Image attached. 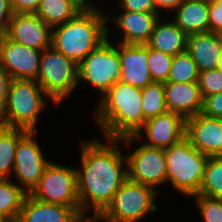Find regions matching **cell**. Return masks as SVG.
Returning <instances> with one entry per match:
<instances>
[{
    "instance_id": "2e32d148",
    "label": "cell",
    "mask_w": 222,
    "mask_h": 222,
    "mask_svg": "<svg viewBox=\"0 0 222 222\" xmlns=\"http://www.w3.org/2000/svg\"><path fill=\"white\" fill-rule=\"evenodd\" d=\"M122 11V12H121ZM118 14L107 13V25L111 22L122 32L118 40L123 44H146L160 15L156 12H132L120 10ZM113 16V17H111Z\"/></svg>"
},
{
    "instance_id": "d6986e66",
    "label": "cell",
    "mask_w": 222,
    "mask_h": 222,
    "mask_svg": "<svg viewBox=\"0 0 222 222\" xmlns=\"http://www.w3.org/2000/svg\"><path fill=\"white\" fill-rule=\"evenodd\" d=\"M167 110L185 119L202 113L203 98L197 82H164Z\"/></svg>"
},
{
    "instance_id": "9c48e42d",
    "label": "cell",
    "mask_w": 222,
    "mask_h": 222,
    "mask_svg": "<svg viewBox=\"0 0 222 222\" xmlns=\"http://www.w3.org/2000/svg\"><path fill=\"white\" fill-rule=\"evenodd\" d=\"M29 195L46 203L80 207L77 169L50 162Z\"/></svg>"
},
{
    "instance_id": "9a60e30c",
    "label": "cell",
    "mask_w": 222,
    "mask_h": 222,
    "mask_svg": "<svg viewBox=\"0 0 222 222\" xmlns=\"http://www.w3.org/2000/svg\"><path fill=\"white\" fill-rule=\"evenodd\" d=\"M185 137L202 154L221 158L222 118L202 113L187 118Z\"/></svg>"
},
{
    "instance_id": "5bb4252c",
    "label": "cell",
    "mask_w": 222,
    "mask_h": 222,
    "mask_svg": "<svg viewBox=\"0 0 222 222\" xmlns=\"http://www.w3.org/2000/svg\"><path fill=\"white\" fill-rule=\"evenodd\" d=\"M5 36L16 43L43 51L51 47L52 28L36 13H14Z\"/></svg>"
},
{
    "instance_id": "4dcf8cb0",
    "label": "cell",
    "mask_w": 222,
    "mask_h": 222,
    "mask_svg": "<svg viewBox=\"0 0 222 222\" xmlns=\"http://www.w3.org/2000/svg\"><path fill=\"white\" fill-rule=\"evenodd\" d=\"M198 86L202 98L222 93V71L218 69L199 72Z\"/></svg>"
},
{
    "instance_id": "484cf974",
    "label": "cell",
    "mask_w": 222,
    "mask_h": 222,
    "mask_svg": "<svg viewBox=\"0 0 222 222\" xmlns=\"http://www.w3.org/2000/svg\"><path fill=\"white\" fill-rule=\"evenodd\" d=\"M141 93L143 116L146 120L168 111L163 82H153L141 89Z\"/></svg>"
},
{
    "instance_id": "f546056e",
    "label": "cell",
    "mask_w": 222,
    "mask_h": 222,
    "mask_svg": "<svg viewBox=\"0 0 222 222\" xmlns=\"http://www.w3.org/2000/svg\"><path fill=\"white\" fill-rule=\"evenodd\" d=\"M203 222H222V199L209 197L203 194L193 195Z\"/></svg>"
},
{
    "instance_id": "b9f144b4",
    "label": "cell",
    "mask_w": 222,
    "mask_h": 222,
    "mask_svg": "<svg viewBox=\"0 0 222 222\" xmlns=\"http://www.w3.org/2000/svg\"><path fill=\"white\" fill-rule=\"evenodd\" d=\"M83 222H99V221L97 219L88 218V219H85Z\"/></svg>"
},
{
    "instance_id": "ac0fdd59",
    "label": "cell",
    "mask_w": 222,
    "mask_h": 222,
    "mask_svg": "<svg viewBox=\"0 0 222 222\" xmlns=\"http://www.w3.org/2000/svg\"><path fill=\"white\" fill-rule=\"evenodd\" d=\"M80 207L46 203L26 195L16 222H83Z\"/></svg>"
},
{
    "instance_id": "30bf717a",
    "label": "cell",
    "mask_w": 222,
    "mask_h": 222,
    "mask_svg": "<svg viewBox=\"0 0 222 222\" xmlns=\"http://www.w3.org/2000/svg\"><path fill=\"white\" fill-rule=\"evenodd\" d=\"M185 132L186 119L180 114L167 111L149 118L134 136L123 137L121 140L125 144L124 146L128 148L130 145L141 141L148 147L167 149L182 140L185 137Z\"/></svg>"
},
{
    "instance_id": "44dd1931",
    "label": "cell",
    "mask_w": 222,
    "mask_h": 222,
    "mask_svg": "<svg viewBox=\"0 0 222 222\" xmlns=\"http://www.w3.org/2000/svg\"><path fill=\"white\" fill-rule=\"evenodd\" d=\"M172 14V20L186 35L209 32V0H185Z\"/></svg>"
},
{
    "instance_id": "e0dca14e",
    "label": "cell",
    "mask_w": 222,
    "mask_h": 222,
    "mask_svg": "<svg viewBox=\"0 0 222 222\" xmlns=\"http://www.w3.org/2000/svg\"><path fill=\"white\" fill-rule=\"evenodd\" d=\"M121 58L120 81L143 89L153 83L148 68V46L146 44H117Z\"/></svg>"
},
{
    "instance_id": "8fae6325",
    "label": "cell",
    "mask_w": 222,
    "mask_h": 222,
    "mask_svg": "<svg viewBox=\"0 0 222 222\" xmlns=\"http://www.w3.org/2000/svg\"><path fill=\"white\" fill-rule=\"evenodd\" d=\"M126 155L127 178L136 183L157 187L167 184V162L164 149L148 147L143 143ZM163 184V185H162Z\"/></svg>"
},
{
    "instance_id": "6da1fadb",
    "label": "cell",
    "mask_w": 222,
    "mask_h": 222,
    "mask_svg": "<svg viewBox=\"0 0 222 222\" xmlns=\"http://www.w3.org/2000/svg\"><path fill=\"white\" fill-rule=\"evenodd\" d=\"M104 141L98 137L80 141V168L76 169L80 211L86 219H96L127 179V159L120 148L124 145L122 140L104 138Z\"/></svg>"
},
{
    "instance_id": "3957f363",
    "label": "cell",
    "mask_w": 222,
    "mask_h": 222,
    "mask_svg": "<svg viewBox=\"0 0 222 222\" xmlns=\"http://www.w3.org/2000/svg\"><path fill=\"white\" fill-rule=\"evenodd\" d=\"M107 26L102 6L83 9L72 20L52 28L51 46L78 65L107 39Z\"/></svg>"
},
{
    "instance_id": "f1b7e54d",
    "label": "cell",
    "mask_w": 222,
    "mask_h": 222,
    "mask_svg": "<svg viewBox=\"0 0 222 222\" xmlns=\"http://www.w3.org/2000/svg\"><path fill=\"white\" fill-rule=\"evenodd\" d=\"M173 56L148 47V68L154 82H167Z\"/></svg>"
},
{
    "instance_id": "836d02e7",
    "label": "cell",
    "mask_w": 222,
    "mask_h": 222,
    "mask_svg": "<svg viewBox=\"0 0 222 222\" xmlns=\"http://www.w3.org/2000/svg\"><path fill=\"white\" fill-rule=\"evenodd\" d=\"M222 30V0H209V31Z\"/></svg>"
},
{
    "instance_id": "7a4b0ae2",
    "label": "cell",
    "mask_w": 222,
    "mask_h": 222,
    "mask_svg": "<svg viewBox=\"0 0 222 222\" xmlns=\"http://www.w3.org/2000/svg\"><path fill=\"white\" fill-rule=\"evenodd\" d=\"M92 113L103 138L134 136L146 119L142 110L141 89L117 81L101 97Z\"/></svg>"
},
{
    "instance_id": "4316f807",
    "label": "cell",
    "mask_w": 222,
    "mask_h": 222,
    "mask_svg": "<svg viewBox=\"0 0 222 222\" xmlns=\"http://www.w3.org/2000/svg\"><path fill=\"white\" fill-rule=\"evenodd\" d=\"M199 194L222 199V158H208Z\"/></svg>"
},
{
    "instance_id": "ba28073f",
    "label": "cell",
    "mask_w": 222,
    "mask_h": 222,
    "mask_svg": "<svg viewBox=\"0 0 222 222\" xmlns=\"http://www.w3.org/2000/svg\"><path fill=\"white\" fill-rule=\"evenodd\" d=\"M111 30L107 28V39L78 64V84L83 82L89 84V87L95 88L98 94L100 93V97L121 78L118 42H112Z\"/></svg>"
},
{
    "instance_id": "d4e9b609",
    "label": "cell",
    "mask_w": 222,
    "mask_h": 222,
    "mask_svg": "<svg viewBox=\"0 0 222 222\" xmlns=\"http://www.w3.org/2000/svg\"><path fill=\"white\" fill-rule=\"evenodd\" d=\"M11 180L0 178V213L16 222L27 193Z\"/></svg>"
},
{
    "instance_id": "4fadbf2b",
    "label": "cell",
    "mask_w": 222,
    "mask_h": 222,
    "mask_svg": "<svg viewBox=\"0 0 222 222\" xmlns=\"http://www.w3.org/2000/svg\"><path fill=\"white\" fill-rule=\"evenodd\" d=\"M42 52L0 36V65L11 79L36 80Z\"/></svg>"
},
{
    "instance_id": "ffe728a7",
    "label": "cell",
    "mask_w": 222,
    "mask_h": 222,
    "mask_svg": "<svg viewBox=\"0 0 222 222\" xmlns=\"http://www.w3.org/2000/svg\"><path fill=\"white\" fill-rule=\"evenodd\" d=\"M221 50L217 33L209 31L187 36L186 51L197 64L199 72L216 69Z\"/></svg>"
},
{
    "instance_id": "5b68a950",
    "label": "cell",
    "mask_w": 222,
    "mask_h": 222,
    "mask_svg": "<svg viewBox=\"0 0 222 222\" xmlns=\"http://www.w3.org/2000/svg\"><path fill=\"white\" fill-rule=\"evenodd\" d=\"M164 151L167 183L183 196L199 194L209 156L194 148L186 137Z\"/></svg>"
},
{
    "instance_id": "277c9868",
    "label": "cell",
    "mask_w": 222,
    "mask_h": 222,
    "mask_svg": "<svg viewBox=\"0 0 222 222\" xmlns=\"http://www.w3.org/2000/svg\"><path fill=\"white\" fill-rule=\"evenodd\" d=\"M48 99L57 106L36 80L11 79L0 124L28 131L38 130L39 114L48 105Z\"/></svg>"
},
{
    "instance_id": "d6a6232c",
    "label": "cell",
    "mask_w": 222,
    "mask_h": 222,
    "mask_svg": "<svg viewBox=\"0 0 222 222\" xmlns=\"http://www.w3.org/2000/svg\"><path fill=\"white\" fill-rule=\"evenodd\" d=\"M120 10L132 12H156L153 0H117Z\"/></svg>"
},
{
    "instance_id": "603a6c76",
    "label": "cell",
    "mask_w": 222,
    "mask_h": 222,
    "mask_svg": "<svg viewBox=\"0 0 222 222\" xmlns=\"http://www.w3.org/2000/svg\"><path fill=\"white\" fill-rule=\"evenodd\" d=\"M83 8L74 0H41L35 12L53 28L75 18Z\"/></svg>"
},
{
    "instance_id": "7bdbcfd3",
    "label": "cell",
    "mask_w": 222,
    "mask_h": 222,
    "mask_svg": "<svg viewBox=\"0 0 222 222\" xmlns=\"http://www.w3.org/2000/svg\"><path fill=\"white\" fill-rule=\"evenodd\" d=\"M217 35H218V37H219V39H220V43H221V45H222V30L219 31V32L217 33Z\"/></svg>"
},
{
    "instance_id": "f35d334b",
    "label": "cell",
    "mask_w": 222,
    "mask_h": 222,
    "mask_svg": "<svg viewBox=\"0 0 222 222\" xmlns=\"http://www.w3.org/2000/svg\"><path fill=\"white\" fill-rule=\"evenodd\" d=\"M76 3H78L83 9H95L99 8L101 6H98L97 4L92 3L93 1L89 0H74Z\"/></svg>"
},
{
    "instance_id": "e575fe53",
    "label": "cell",
    "mask_w": 222,
    "mask_h": 222,
    "mask_svg": "<svg viewBox=\"0 0 222 222\" xmlns=\"http://www.w3.org/2000/svg\"><path fill=\"white\" fill-rule=\"evenodd\" d=\"M10 82L11 77L9 76L7 71L0 65V121L3 119Z\"/></svg>"
},
{
    "instance_id": "8992f818",
    "label": "cell",
    "mask_w": 222,
    "mask_h": 222,
    "mask_svg": "<svg viewBox=\"0 0 222 222\" xmlns=\"http://www.w3.org/2000/svg\"><path fill=\"white\" fill-rule=\"evenodd\" d=\"M158 195L160 192L154 188L127 178L96 219L99 222H140L147 214L158 211L155 203Z\"/></svg>"
},
{
    "instance_id": "52a82bcc",
    "label": "cell",
    "mask_w": 222,
    "mask_h": 222,
    "mask_svg": "<svg viewBox=\"0 0 222 222\" xmlns=\"http://www.w3.org/2000/svg\"><path fill=\"white\" fill-rule=\"evenodd\" d=\"M36 81L59 106L79 86L78 65L51 46L42 52Z\"/></svg>"
},
{
    "instance_id": "ab89813d",
    "label": "cell",
    "mask_w": 222,
    "mask_h": 222,
    "mask_svg": "<svg viewBox=\"0 0 222 222\" xmlns=\"http://www.w3.org/2000/svg\"><path fill=\"white\" fill-rule=\"evenodd\" d=\"M216 69L222 71V50H221L220 58L218 60V64H217V68Z\"/></svg>"
},
{
    "instance_id": "7402d4cb",
    "label": "cell",
    "mask_w": 222,
    "mask_h": 222,
    "mask_svg": "<svg viewBox=\"0 0 222 222\" xmlns=\"http://www.w3.org/2000/svg\"><path fill=\"white\" fill-rule=\"evenodd\" d=\"M157 20L153 32L146 45L149 48L163 51L171 56L186 51L187 36L171 19Z\"/></svg>"
},
{
    "instance_id": "1f68e13d",
    "label": "cell",
    "mask_w": 222,
    "mask_h": 222,
    "mask_svg": "<svg viewBox=\"0 0 222 222\" xmlns=\"http://www.w3.org/2000/svg\"><path fill=\"white\" fill-rule=\"evenodd\" d=\"M202 114L211 118H222V93L213 94L203 99Z\"/></svg>"
},
{
    "instance_id": "83f0119b",
    "label": "cell",
    "mask_w": 222,
    "mask_h": 222,
    "mask_svg": "<svg viewBox=\"0 0 222 222\" xmlns=\"http://www.w3.org/2000/svg\"><path fill=\"white\" fill-rule=\"evenodd\" d=\"M199 70L197 64L187 51L173 56L170 75L167 82H197Z\"/></svg>"
},
{
    "instance_id": "7c38bea8",
    "label": "cell",
    "mask_w": 222,
    "mask_h": 222,
    "mask_svg": "<svg viewBox=\"0 0 222 222\" xmlns=\"http://www.w3.org/2000/svg\"><path fill=\"white\" fill-rule=\"evenodd\" d=\"M36 131H27L18 141L12 176L17 184L29 194L39 183L44 169L51 162L44 156Z\"/></svg>"
},
{
    "instance_id": "60d3db41",
    "label": "cell",
    "mask_w": 222,
    "mask_h": 222,
    "mask_svg": "<svg viewBox=\"0 0 222 222\" xmlns=\"http://www.w3.org/2000/svg\"><path fill=\"white\" fill-rule=\"evenodd\" d=\"M0 222H11V221L2 213H0Z\"/></svg>"
},
{
    "instance_id": "d590c367",
    "label": "cell",
    "mask_w": 222,
    "mask_h": 222,
    "mask_svg": "<svg viewBox=\"0 0 222 222\" xmlns=\"http://www.w3.org/2000/svg\"><path fill=\"white\" fill-rule=\"evenodd\" d=\"M13 14L11 0H0V36L6 34Z\"/></svg>"
},
{
    "instance_id": "cb8c5ba5",
    "label": "cell",
    "mask_w": 222,
    "mask_h": 222,
    "mask_svg": "<svg viewBox=\"0 0 222 222\" xmlns=\"http://www.w3.org/2000/svg\"><path fill=\"white\" fill-rule=\"evenodd\" d=\"M28 130L0 124V178L11 179L19 139Z\"/></svg>"
},
{
    "instance_id": "8d00e7d4",
    "label": "cell",
    "mask_w": 222,
    "mask_h": 222,
    "mask_svg": "<svg viewBox=\"0 0 222 222\" xmlns=\"http://www.w3.org/2000/svg\"><path fill=\"white\" fill-rule=\"evenodd\" d=\"M41 0H11L14 13H35Z\"/></svg>"
},
{
    "instance_id": "74e56055",
    "label": "cell",
    "mask_w": 222,
    "mask_h": 222,
    "mask_svg": "<svg viewBox=\"0 0 222 222\" xmlns=\"http://www.w3.org/2000/svg\"><path fill=\"white\" fill-rule=\"evenodd\" d=\"M153 1L155 4L156 13H158L160 16H165L163 15L164 11L166 13L169 12L172 15V12L185 0H153Z\"/></svg>"
}]
</instances>
